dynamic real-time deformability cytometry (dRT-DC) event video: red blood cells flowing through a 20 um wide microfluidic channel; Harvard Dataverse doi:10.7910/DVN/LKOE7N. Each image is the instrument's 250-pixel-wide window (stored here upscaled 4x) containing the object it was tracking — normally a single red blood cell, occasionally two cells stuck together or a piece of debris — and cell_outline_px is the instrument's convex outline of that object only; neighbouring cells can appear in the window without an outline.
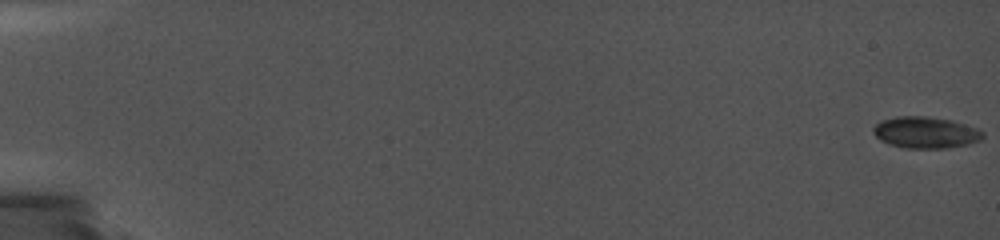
{"species": "common noctule bat (a hibernating species)", "species_latin": "Nyctalus noctula", "temperature_condition": "cold", "stored_images_in_passage": 46, "camera_frame_rate_fps": 5000, "um_per_image_px": 0.085, "animal": {"sex": "female", "body_mass_g": 19.0, "forearm_length_mm": 56.7}, "frame": {"image": 1, "passage_image": 1, "time_ms": 0.0, "image_size_px": [1000, 240], "cell_outline_px": [[984, 136], [980, 140], [968, 144], [944, 148], [908, 148], [892, 144], [880, 140], [872, 132], [872, 128], [876, 124], [884, 120], [896, 116], [928, 116], [952, 120], [976, 128], [984, 132]], "centroid_in_image_um": [78.68, 11.25], "position_along_channel_um": 6.3, "area_um2": 19.94}}
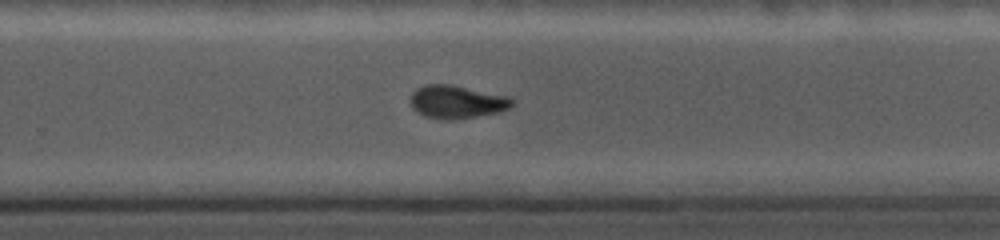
{"frame": {"image": 2, "passage_image": 34, "time_ms": 13.0, "image_size_px": [1000, 240], "cell_outline_px": [[516, 100], [508, 108], [500, 112], [476, 116], [424, 116], [416, 112], [412, 108], [408, 100], [412, 92], [416, 88], [424, 84], [452, 84], [508, 96]], "centroid_in_image_um": [38.81, 8.59], "position_along_channel_um": 291.0, "area_um2": 19.07}}
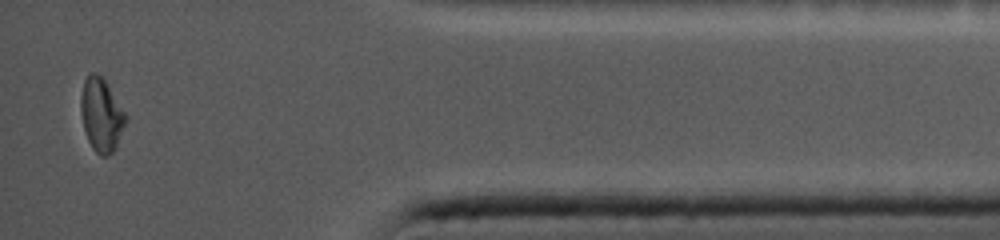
{"frame": {"image": 3, "passage_image": 46, "time_ms": 17.2, "image_size_px": [1000, 240], "cell_outline_px": [[128, 120], [112, 152], [108, 156], [100, 156], [92, 148], [88, 140], [84, 128], [80, 112], [80, 96], [84, 80], [92, 72], [96, 72], [108, 84], [128, 116]], "centroid_in_image_um": [8.62, 9.75], "position_along_channel_um": 426.6, "area_um2": 19.25}}